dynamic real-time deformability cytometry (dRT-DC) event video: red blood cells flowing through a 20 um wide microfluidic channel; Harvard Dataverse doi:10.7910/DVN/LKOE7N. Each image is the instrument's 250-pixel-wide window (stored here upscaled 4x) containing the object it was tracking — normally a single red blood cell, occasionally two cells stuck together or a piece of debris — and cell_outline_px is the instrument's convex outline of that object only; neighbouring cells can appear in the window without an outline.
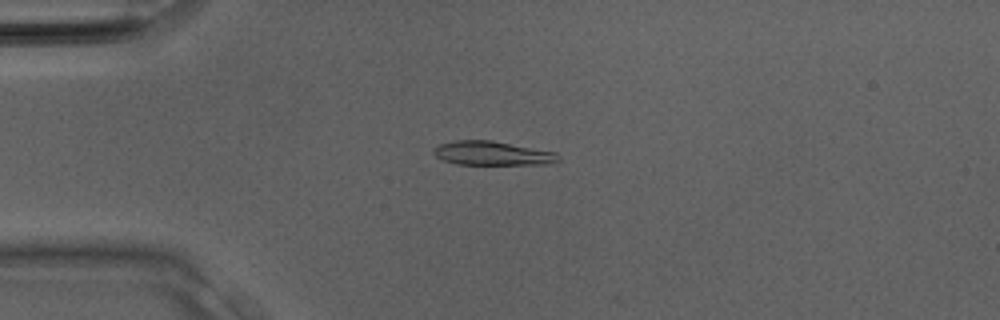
{"species": "Egyptian fruit bat (a non-hibernating species)", "species_latin": "Rousettus aegyptiacus", "temperature_condition": "room temperature", "stored_images_in_passage": 7, "camera_frame_rate_fps": 3000, "um_per_image_px": 0.085, "animal": {"sex": "male"}, "frame": {"image": 1, "passage_image": 1, "time_ms": 0.0, "image_size_px": [1000, 320], "cell_outline_px": [[560, 160], [552, 164], [456, 164], [444, 160], [436, 156], [432, 152], [432, 148], [440, 144], [452, 140], [492, 140], [556, 152], [560, 156]], "centroid_in_image_um": [41.85, 13.02], "position_along_channel_um": 43.1, "area_um2": 17.57}}
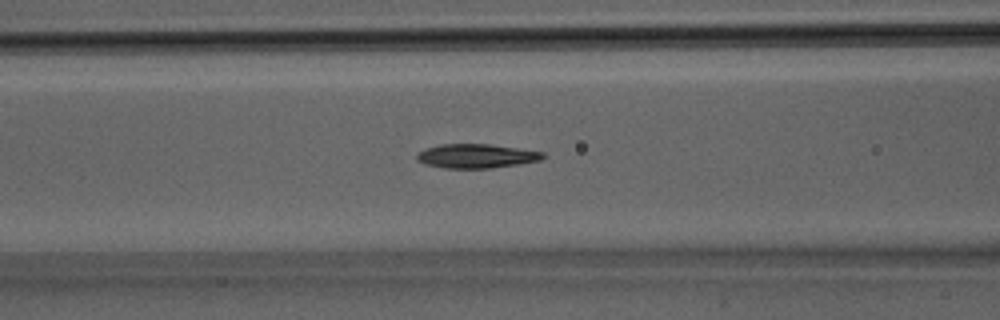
{"frame": {"image": 2, "passage_image": 6, "time_ms": 1.667, "image_size_px": [1000, 320], "cell_outline_px": [[544, 156], [540, 160], [520, 164], [488, 168], [444, 168], [424, 164], [416, 160], [416, 156], [424, 148], [440, 144], [488, 144], [544, 152]], "centroid_in_image_um": [40.44, 13.26], "position_along_channel_um": 126.2, "area_um2": 17.63}}